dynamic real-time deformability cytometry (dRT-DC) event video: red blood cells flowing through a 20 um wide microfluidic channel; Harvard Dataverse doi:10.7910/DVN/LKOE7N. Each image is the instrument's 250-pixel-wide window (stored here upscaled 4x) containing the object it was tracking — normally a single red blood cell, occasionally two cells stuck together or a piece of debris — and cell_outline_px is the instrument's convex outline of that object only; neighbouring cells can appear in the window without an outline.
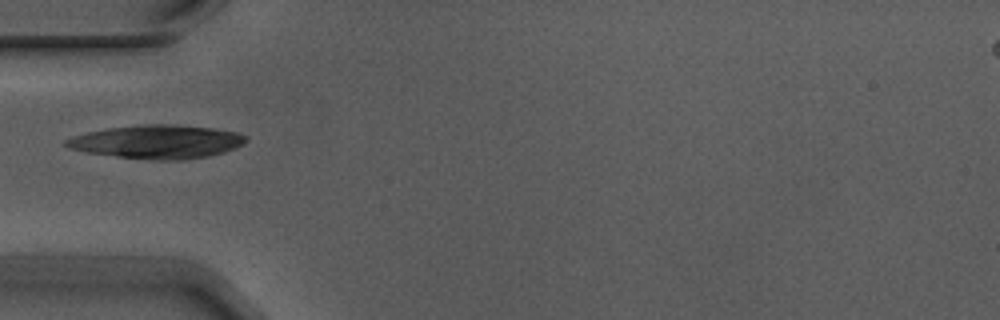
{"species": "Egyptian fruit bat (a non-hibernating species)", "species_latin": "Rousettus aegyptiacus", "temperature_condition": "warm", "stored_images_in_passage": 1, "camera_frame_rate_fps": 3000, "um_per_image_px": 0.085, "animal": {"sex": "male"}, "frame": {"image": 1, "passage_image": 1, "time_ms": 0.0, "image_size_px": [1000, 320], "cell_outline_px": [[248, 140], [244, 144], [236, 148], [224, 152], [208, 156], [180, 160], [156, 160], [120, 156], [88, 152], [68, 148], [64, 144], [64, 140], [72, 136], [88, 132], [108, 128], [144, 124], [168, 124], [212, 128], [236, 132], [248, 136]], "centroid_in_image_um": [13.39, 12.04], "position_along_channel_um": 71.6, "area_um2": 34.91}}